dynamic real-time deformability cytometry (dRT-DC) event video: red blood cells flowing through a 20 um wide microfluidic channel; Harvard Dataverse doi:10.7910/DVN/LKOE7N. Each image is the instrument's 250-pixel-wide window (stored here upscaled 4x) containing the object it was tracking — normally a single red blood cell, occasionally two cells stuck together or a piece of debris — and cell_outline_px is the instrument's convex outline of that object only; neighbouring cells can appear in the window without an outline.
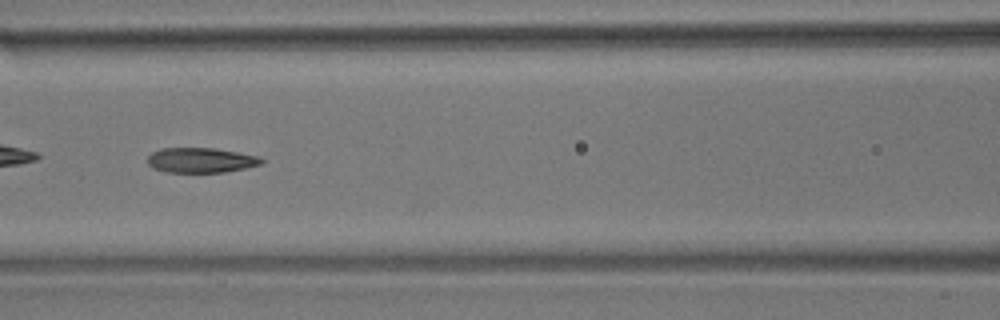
{"species": "common noctule bat (a hibernating species)", "species_latin": "Nyctalus noctula", "temperature_condition": "room temperature", "stored_images_in_passage": 55, "camera_frame_rate_fps": 3000, "um_per_image_px": 0.085, "animal": {"sex": "male", "body_mass_g": 17.9}, "frame": {"image": 1, "passage_image": 24, "time_ms": 7.667, "image_size_px": [1000, 320], "cell_outline_px": [[264, 160], [260, 164], [244, 168], [224, 172], [164, 172], [152, 168], [148, 164], [148, 156], [152, 152], [160, 148], [212, 148], [260, 156]], "centroid_in_image_um": [17.03, 13.62], "position_along_channel_um": 149.6, "area_um2": 16.53}, "authors_computed_cell_mechanics": {"area_um2": 17.629, "velocity_mm_per_s": 3.6488, "shape_relaxation_time_tau1_ms": 8.0944, "shape_relaxation_time_tau2_ms": 2.4663, "deformation_change_tau1": 0.2067, "deformation_change_tau2": 0.1002}}